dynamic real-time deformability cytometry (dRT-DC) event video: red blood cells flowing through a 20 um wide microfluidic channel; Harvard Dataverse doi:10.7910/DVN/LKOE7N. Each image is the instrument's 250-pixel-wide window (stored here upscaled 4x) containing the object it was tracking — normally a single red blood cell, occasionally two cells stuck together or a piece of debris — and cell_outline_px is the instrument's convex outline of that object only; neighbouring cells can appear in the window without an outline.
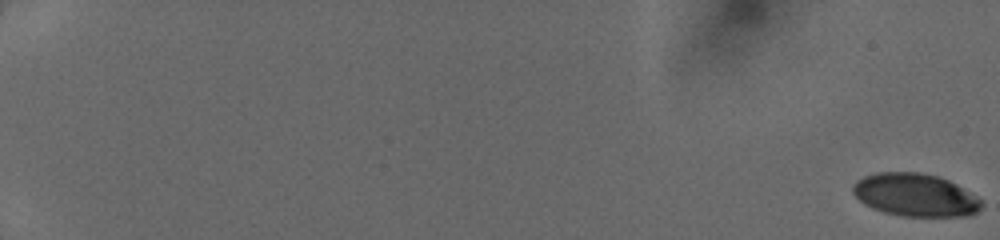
{"species": "human", "species_latin": "Homo sapiens", "temperature_condition": "cold", "stored_images_in_passage": 52, "camera_frame_rate_fps": 3000, "um_per_image_px": 0.085, "donor": {"sex": "female"}, "frame": {"image": 1, "passage_image": 1, "time_ms": 0.0, "image_size_px": [1000, 240], "cell_outline_px": [[984, 204], [972, 216], [900, 216], [884, 212], [872, 208], [864, 204], [852, 192], [852, 184], [856, 180], [864, 176], [876, 172], [920, 172], [940, 176], [956, 184], [976, 196]], "centroid_in_image_um": [77.78, 16.57], "position_along_channel_um": 7.2, "area_um2": 32.31}}
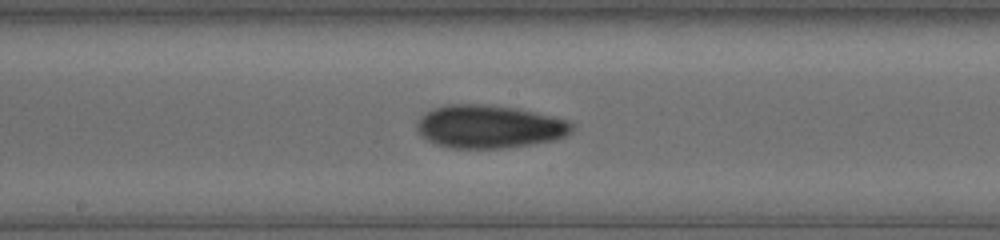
{"frame": {"image": 2, "passage_image": 32, "time_ms": 10.333, "image_size_px": [1000, 240], "cell_outline_px": [[576, 128], [572, 132], [556, 140], [508, 148], [452, 148], [436, 144], [420, 136], [416, 132], [416, 124], [420, 116], [424, 112], [432, 108], [444, 104], [484, 104], [516, 108], [536, 112], [568, 120], [576, 124]], "centroid_in_image_um": [41.58, 10.76], "position_along_channel_um": 206.6, "area_um2": 39.59}}
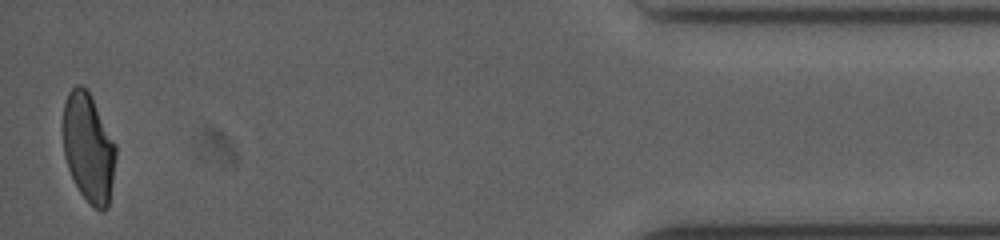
{"frame": {"image": 3, "passage_image": 52, "time_ms": 17.0, "image_size_px": [1000, 240], "cell_outline_px": [[116, 156], [108, 208], [104, 212], [100, 212], [80, 192], [68, 168], [64, 156], [64, 104], [68, 92], [76, 84], [80, 84], [88, 88], [116, 144]], "centroid_in_image_um": [7.54, 12.52], "position_along_channel_um": 427.7, "area_um2": 33.41}}